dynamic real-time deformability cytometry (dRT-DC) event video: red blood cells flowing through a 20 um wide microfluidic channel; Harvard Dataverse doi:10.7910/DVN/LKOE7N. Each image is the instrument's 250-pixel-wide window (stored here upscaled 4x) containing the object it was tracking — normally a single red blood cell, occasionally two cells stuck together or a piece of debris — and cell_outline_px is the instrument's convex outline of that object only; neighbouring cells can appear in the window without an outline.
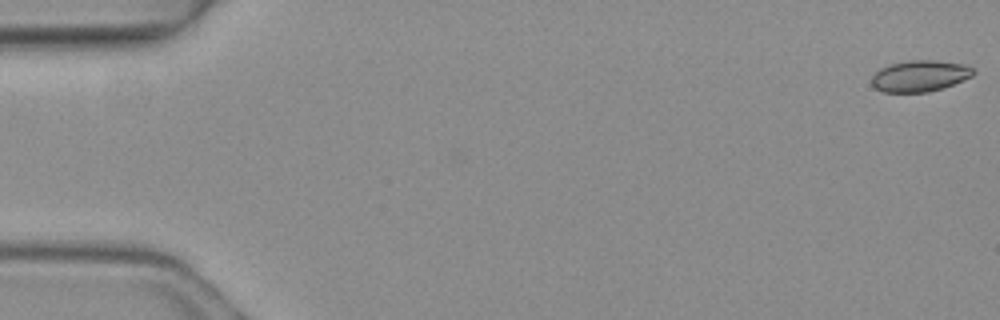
{"species": "common noctule bat (a hibernating species)", "species_latin": "Nyctalus noctula", "temperature_condition": "warm", "stored_images_in_passage": 6, "camera_frame_rate_fps": 3000, "um_per_image_px": 0.085, "animal": {"sex": "female", "body_mass_g": 19.3, "forearm_length_mm": 54.1}, "frame": {"image": 1, "passage_image": 1, "time_ms": 0.0, "image_size_px": [1000, 320], "cell_outline_px": [[976, 72], [972, 76], [952, 84], [928, 92], [884, 92], [876, 88], [872, 84], [872, 76], [880, 68], [892, 64], [908, 60], [932, 60], [964, 64], [972, 68]], "centroid_in_image_um": [78.18, 6.45], "position_along_channel_um": 6.8, "area_um2": 18.26}}
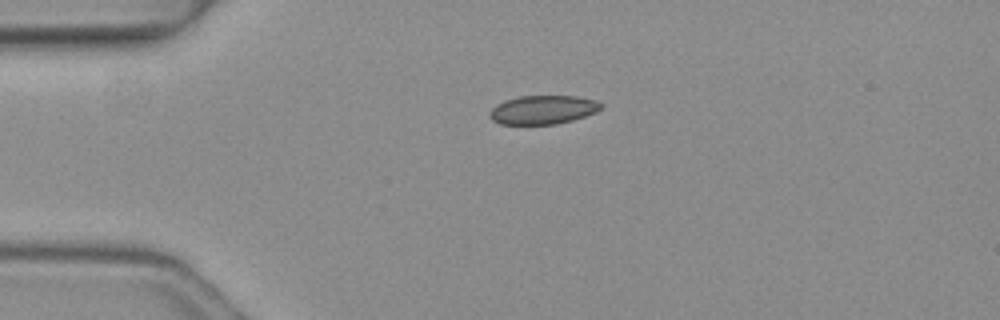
{"frame": {"image": 2, "passage_image": 4, "time_ms": 1.0, "image_size_px": [1000, 320], "cell_outline_px": [[604, 104], [596, 112], [572, 120], [556, 124], [500, 124], [492, 120], [488, 116], [488, 112], [496, 104], [504, 100], [520, 96], [576, 96], [596, 100]], "centroid_in_image_um": [46.12, 9.32], "position_along_channel_um": 38.9, "area_um2": 18.73}}
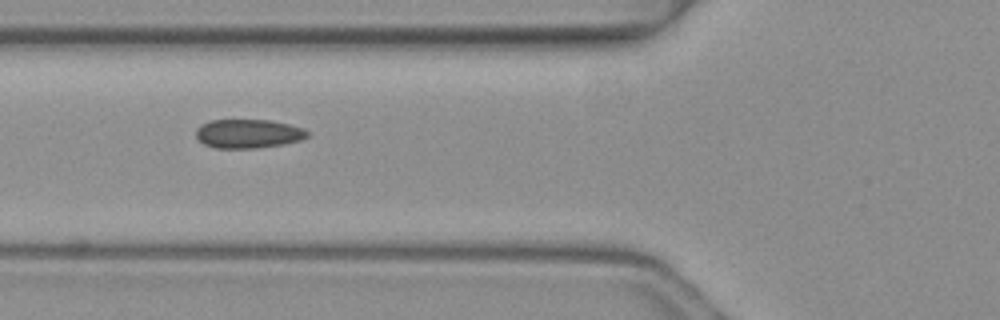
{"frame": {"image": 3, "passage_image": 6, "time_ms": 1.667, "image_size_px": [1000, 320], "cell_outline_px": [[308, 136], [300, 140], [284, 144], [256, 148], [216, 148], [204, 144], [196, 136], [196, 128], [200, 124], [212, 120], [272, 120], [288, 124], [300, 128], [308, 132]], "centroid_in_image_um": [21.07, 11.36], "position_along_channel_um": 104.7, "area_um2": 18.67}}